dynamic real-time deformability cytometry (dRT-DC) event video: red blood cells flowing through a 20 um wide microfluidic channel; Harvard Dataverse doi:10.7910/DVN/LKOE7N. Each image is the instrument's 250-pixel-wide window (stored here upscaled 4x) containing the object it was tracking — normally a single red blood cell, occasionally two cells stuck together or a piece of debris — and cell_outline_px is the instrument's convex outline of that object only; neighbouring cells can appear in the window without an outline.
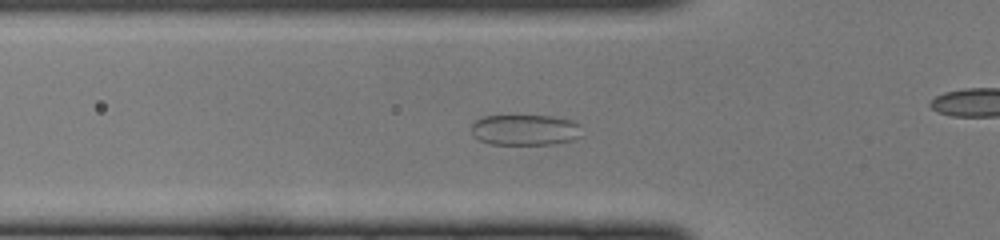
{"species": "common noctule bat (a hibernating species)", "species_latin": "Nyctalus noctula", "temperature_condition": "cold", "stored_images_in_passage": 49, "camera_frame_rate_fps": 3000, "um_per_image_px": 0.085, "animal": {"sex": "female", "body_mass_g": 22.0, "forearm_length_mm": 56.7}, "frame": {"image": 1, "passage_image": 16, "time_ms": 5.0, "image_size_px": [1000, 240], "cell_outline_px": [[580, 136], [572, 140], [556, 144], [492, 144], [480, 140], [472, 132], [472, 124], [476, 120], [484, 116], [552, 116], [572, 120], [580, 124]], "centroid_in_image_um": [44.66, 11.04], "position_along_channel_um": 81.1, "area_um2": 19.71}}
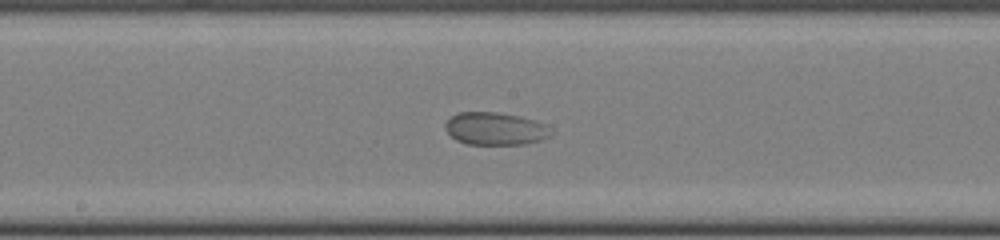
{"frame": {"image": 2, "passage_image": 25, "time_ms": 8.0, "image_size_px": [1000, 240], "cell_outline_px": [[552, 136], [528, 144], [464, 144], [456, 140], [444, 128], [444, 124], [456, 112], [496, 112], [520, 116], [544, 124]], "centroid_in_image_um": [42.05, 10.94], "position_along_channel_um": 206.2, "area_um2": 20.0}}
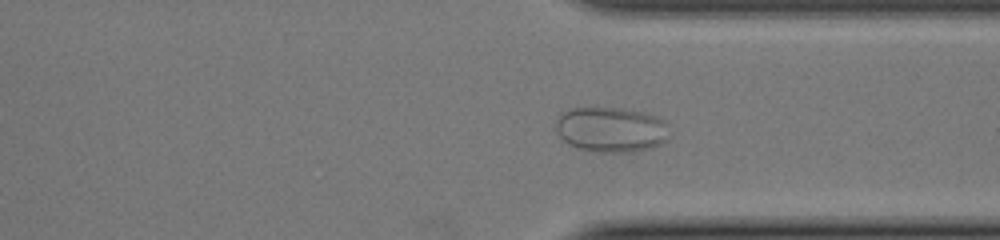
{"frame": {"image": 3, "passage_image": 36, "time_ms": 11.667, "image_size_px": [1000, 240], "cell_outline_px": [[668, 140], [652, 148], [632, 152], [596, 152], [580, 148], [568, 144], [556, 132], [556, 120], [560, 112], [568, 108], [620, 108], [640, 112], [656, 116], [664, 120], [668, 136]], "centroid_in_image_um": [51.91, 11.01], "position_along_channel_um": 359.5, "area_um2": 29.94}}